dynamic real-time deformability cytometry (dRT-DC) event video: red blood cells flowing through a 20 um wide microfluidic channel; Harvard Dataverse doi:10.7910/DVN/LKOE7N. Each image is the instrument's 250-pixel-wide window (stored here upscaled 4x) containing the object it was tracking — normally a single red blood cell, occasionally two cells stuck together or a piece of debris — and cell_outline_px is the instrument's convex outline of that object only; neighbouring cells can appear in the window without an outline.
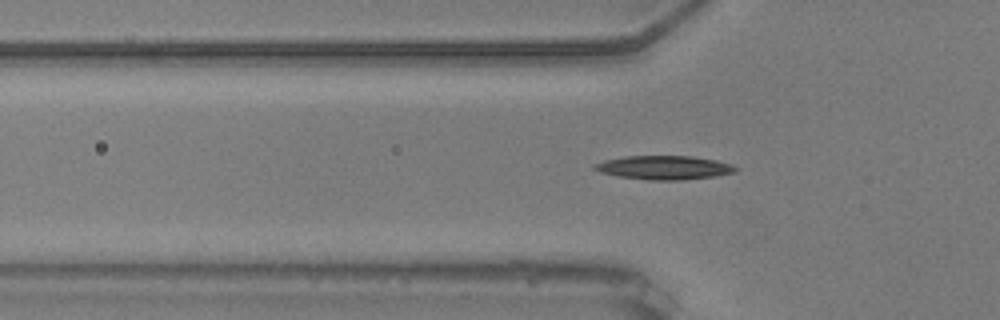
{"species": "common noctule bat (a hibernating species)", "species_latin": "Nyctalus noctula", "temperature_condition": "warm", "stored_images_in_passage": 40, "segment_of_instrument_passage": [1, 2], "camera_frame_rate_fps": 3000, "um_per_image_px": 0.085, "animal": {"sex": "male", "body_mass_g": 20.5, "forearm_length_mm": 52.5}, "frame": {"image": 1, "passage_image": 2, "time_ms": 0.333, "image_size_px": [1000, 320], "cell_outline_px": [[736, 172], [712, 176], [680, 180], [648, 180], [620, 176], [600, 172], [592, 168], [592, 164], [604, 160], [624, 156], [692, 156], [716, 160], [732, 164], [736, 168]], "centroid_in_image_um": [56.41, 14.23], "position_along_channel_um": 69.4, "area_um2": 19.48}}
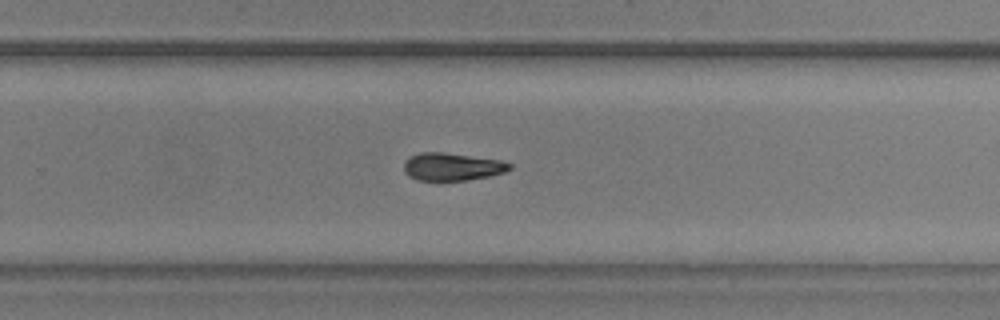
{"frame": {"image": 2, "passage_image": 20, "time_ms": 6.333, "image_size_px": [1000, 320], "cell_outline_px": [[512, 168], [504, 172], [488, 176], [468, 180], [416, 180], [404, 172], [404, 160], [408, 156], [420, 152], [440, 152], [500, 160], [512, 164]], "centroid_in_image_um": [38.39, 14.17], "position_along_channel_um": 291.4, "area_um2": 16.99}}
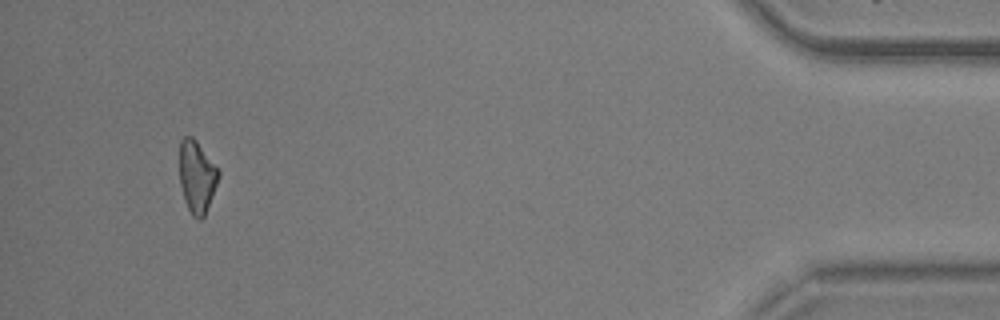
{"frame": {"image": 3, "passage_image": 36, "time_ms": 11.667, "image_size_px": [1000, 320], "cell_outline_px": [[220, 176], [204, 216], [200, 220], [196, 220], [192, 216], [184, 200], [180, 184], [180, 140], [184, 136], [192, 136], [196, 140], [220, 172]], "centroid_in_image_um": [16.72, 15.03], "position_along_channel_um": 418.5, "area_um2": 16.3}}